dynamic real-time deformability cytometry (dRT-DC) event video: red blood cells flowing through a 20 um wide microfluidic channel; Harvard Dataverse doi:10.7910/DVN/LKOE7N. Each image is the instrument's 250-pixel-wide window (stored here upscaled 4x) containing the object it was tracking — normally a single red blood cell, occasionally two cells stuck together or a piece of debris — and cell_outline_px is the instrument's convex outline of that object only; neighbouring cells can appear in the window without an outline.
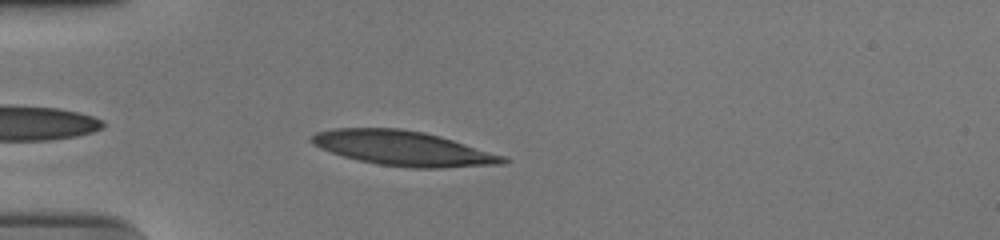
{"species": "human", "species_latin": "Homo sapiens", "temperature_condition": "cold", "stored_images_in_passage": 42, "camera_frame_rate_fps": 3000, "um_per_image_px": 0.085, "donor": {"sex": "male"}, "frame": {"image": 1, "passage_image": 3, "time_ms": 0.667, "image_size_px": [1000, 240], "cell_outline_px": [[512, 160], [504, 164], [440, 168], [412, 168], [376, 164], [344, 156], [320, 148], [312, 144], [312, 136], [316, 132], [336, 128], [400, 128], [424, 132], [440, 136], [504, 156]], "centroid_in_image_um": [34.3, 12.61], "position_along_channel_um": 50.7, "area_um2": 38.55}}
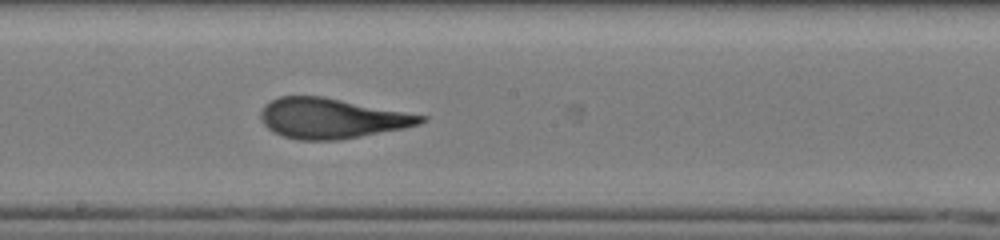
{"frame": {"image": 2, "passage_image": 18, "time_ms": 5.667, "image_size_px": [1000, 240], "cell_outline_px": [[428, 120], [420, 124], [404, 128], [340, 140], [300, 140], [284, 136], [272, 132], [260, 120], [260, 112], [264, 104], [280, 96], [324, 96], [428, 116]], "centroid_in_image_um": [28.19, 10.05], "position_along_channel_um": 220.0, "area_um2": 37.69}}
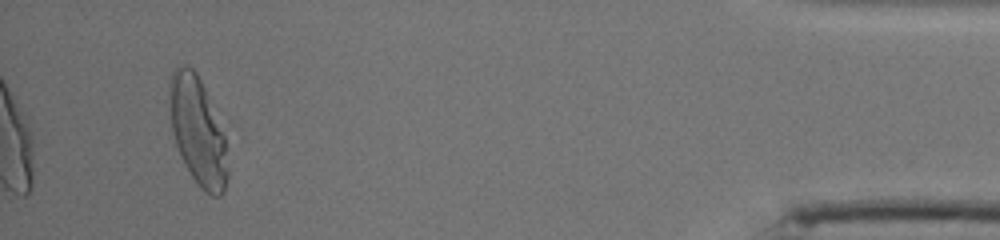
{"frame": {"image": 3, "passage_image": 39, "time_ms": 12.667, "image_size_px": [1000, 240], "cell_outline_px": [[228, 176], [224, 192], [220, 196], [212, 196], [204, 192], [200, 188], [192, 176], [180, 156], [172, 132], [168, 84], [172, 72], [180, 64], [192, 68], [196, 72], [224, 128], [228, 168]], "centroid_in_image_um": [16.83, 11.16], "position_along_channel_um": 418.4, "area_um2": 36.88}, "authors_computed_cell_mechanics": {"area_um2": 37.4833, "velocity_mm_per_s": 3.736, "shape_relaxation_time_tau1_ms": 5.2032, "shape_relaxation_time_tau2_ms": 1.2351, "deformation_change_tau1": 0.2106, "deformation_change_tau2": 0.0965}}